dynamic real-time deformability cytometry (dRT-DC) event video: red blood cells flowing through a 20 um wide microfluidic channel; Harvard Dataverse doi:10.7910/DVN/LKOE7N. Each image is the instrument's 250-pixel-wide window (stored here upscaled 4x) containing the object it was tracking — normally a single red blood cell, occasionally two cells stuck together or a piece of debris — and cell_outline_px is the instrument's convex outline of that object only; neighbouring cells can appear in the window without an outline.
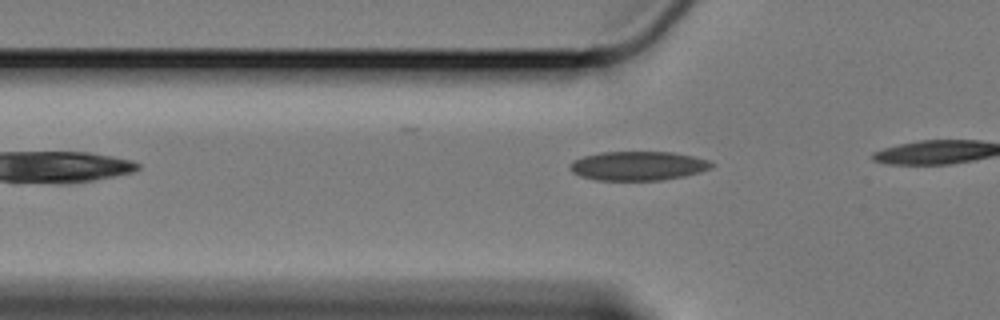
{"species": "Egyptian fruit bat (a non-hibernating species)", "species_latin": "Rousettus aegyptiacus", "temperature_condition": "cold", "stored_images_in_passage": 10, "camera_frame_rate_fps": 3000, "um_per_image_px": 0.085, "animal": {"sex": "female"}, "frame": {"image": 1, "passage_image": 4, "time_ms": 1.0, "image_size_px": [1000, 320], "cell_outline_px": [[716, 164], [712, 168], [700, 172], [684, 176], [664, 180], [596, 180], [580, 176], [572, 172], [568, 168], [568, 164], [572, 160], [584, 156], [600, 152], [672, 152], [692, 156], [708, 160]], "centroid_in_image_um": [54.22, 14.1], "position_along_channel_um": 71.6, "area_um2": 24.22}}
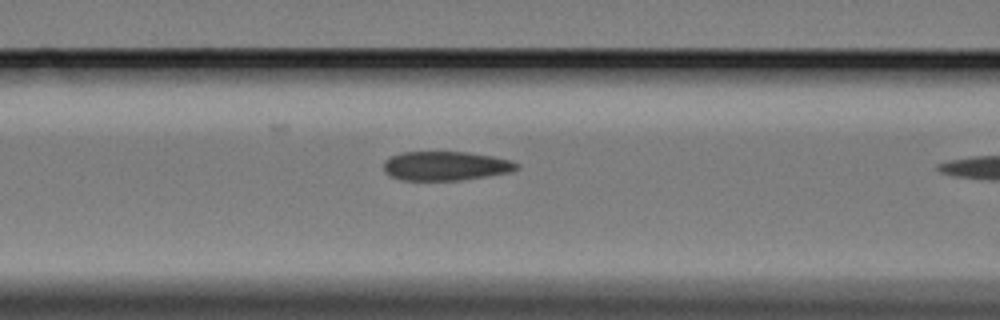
{"frame": {"image": 2, "passage_image": 9, "time_ms": 2.667, "image_size_px": [1000, 320], "cell_outline_px": [[520, 168], [512, 172], [460, 180], [400, 180], [388, 176], [384, 172], [384, 160], [388, 156], [400, 152], [468, 152], [492, 156], [508, 160], [520, 164]], "centroid_in_image_um": [37.84, 14.1], "position_along_channel_um": 128.8, "area_um2": 22.83}}